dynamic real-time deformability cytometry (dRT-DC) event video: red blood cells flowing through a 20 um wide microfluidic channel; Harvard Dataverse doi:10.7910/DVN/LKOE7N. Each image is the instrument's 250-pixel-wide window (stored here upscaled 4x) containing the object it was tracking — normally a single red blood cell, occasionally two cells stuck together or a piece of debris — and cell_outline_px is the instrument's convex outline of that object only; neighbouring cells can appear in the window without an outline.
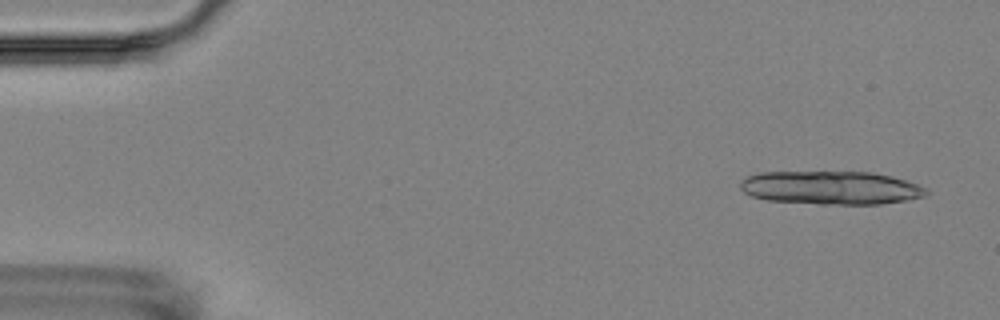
{"species": "Egyptian fruit bat (a non-hibernating species)", "species_latin": "Rousettus aegyptiacus", "temperature_condition": "room temperature", "stored_images_in_passage": 6, "camera_frame_rate_fps": 3000, "um_per_image_px": 0.085, "animal": {"sex": "female"}, "frame": {"image": 1, "passage_image": 1, "time_ms": 0.0, "image_size_px": [1000, 320], "cell_outline_px": [[932, 192], [924, 196], [904, 200], [880, 204], [820, 204], [768, 200], [752, 196], [744, 192], [740, 188], [740, 180], [748, 176], [760, 172], [872, 172], [892, 176], [928, 188]], "centroid_in_image_um": [70.64, 15.96], "position_along_channel_um": 14.4, "area_um2": 36.24}}
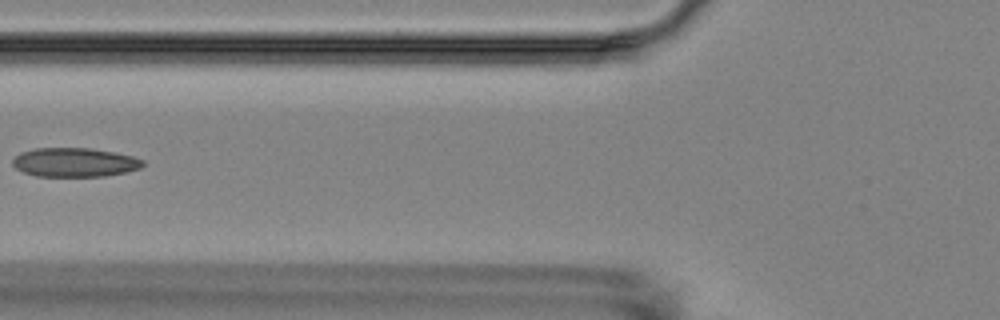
{"frame": {"image": 2, "passage_image": 6, "time_ms": 6.333, "image_size_px": [1000, 320], "cell_outline_px": [[148, 164], [140, 168], [124, 172], [104, 176], [36, 176], [24, 172], [16, 168], [12, 164], [12, 160], [20, 152], [36, 148], [88, 148], [116, 152], [132, 156], [144, 160]], "centroid_in_image_um": [6.37, 13.79], "position_along_channel_um": 119.4, "area_um2": 22.08}}